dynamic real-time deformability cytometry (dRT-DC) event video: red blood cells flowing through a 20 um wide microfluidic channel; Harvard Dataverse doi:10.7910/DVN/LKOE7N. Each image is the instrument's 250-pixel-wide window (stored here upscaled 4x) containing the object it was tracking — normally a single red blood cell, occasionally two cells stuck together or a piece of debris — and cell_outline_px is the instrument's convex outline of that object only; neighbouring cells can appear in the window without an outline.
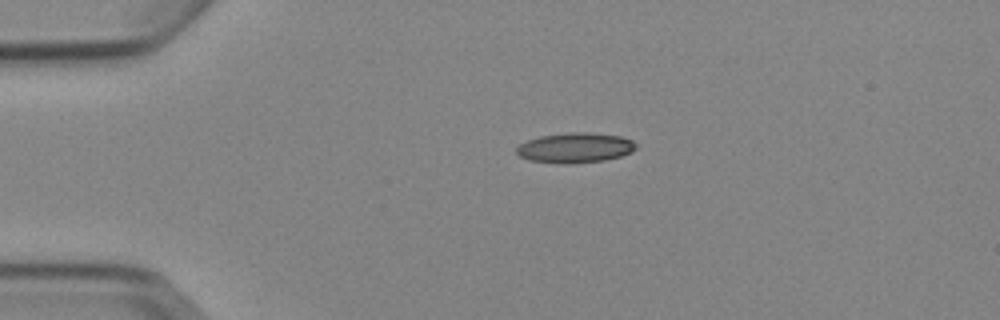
{"species": "Egyptian fruit bat (a non-hibernating species)", "species_latin": "Rousettus aegyptiacus", "temperature_condition": "cold", "stored_images_in_passage": 3, "camera_frame_rate_fps": 3000, "um_per_image_px": 0.085, "animal": {"sex": "female"}, "frame": {"image": 1, "passage_image": 1, "time_ms": 0.0, "image_size_px": [1000, 320], "cell_outline_px": [[636, 148], [632, 152], [620, 156], [604, 160], [568, 164], [564, 164], [528, 160], [520, 156], [516, 152], [516, 148], [520, 144], [528, 140], [540, 136], [568, 132], [588, 132], [620, 136], [632, 140], [636, 144]], "centroid_in_image_um": [48.88, 12.56], "position_along_channel_um": 36.1, "area_um2": 20.92}}
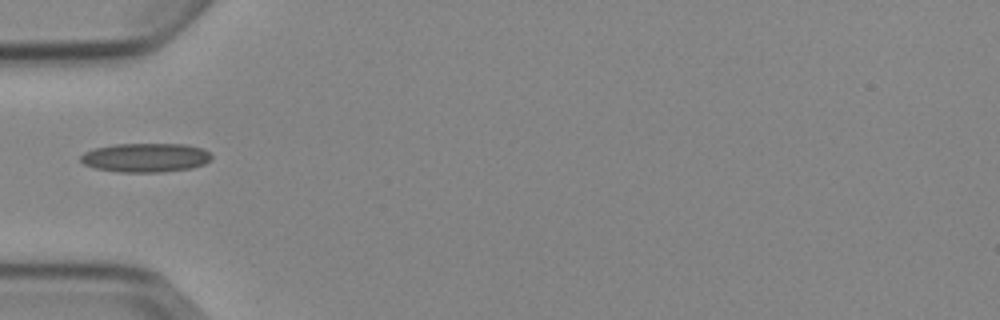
{"frame": {"image": 2, "passage_image": 3, "time_ms": 2.0, "image_size_px": [1000, 320], "cell_outline_px": [[212, 156], [204, 164], [192, 168], [164, 172], [116, 172], [96, 168], [84, 164], [80, 160], [80, 156], [84, 152], [92, 148], [116, 144], [184, 144], [204, 148]], "centroid_in_image_um": [12.36, 13.39], "position_along_channel_um": 72.6, "area_um2": 22.25}}